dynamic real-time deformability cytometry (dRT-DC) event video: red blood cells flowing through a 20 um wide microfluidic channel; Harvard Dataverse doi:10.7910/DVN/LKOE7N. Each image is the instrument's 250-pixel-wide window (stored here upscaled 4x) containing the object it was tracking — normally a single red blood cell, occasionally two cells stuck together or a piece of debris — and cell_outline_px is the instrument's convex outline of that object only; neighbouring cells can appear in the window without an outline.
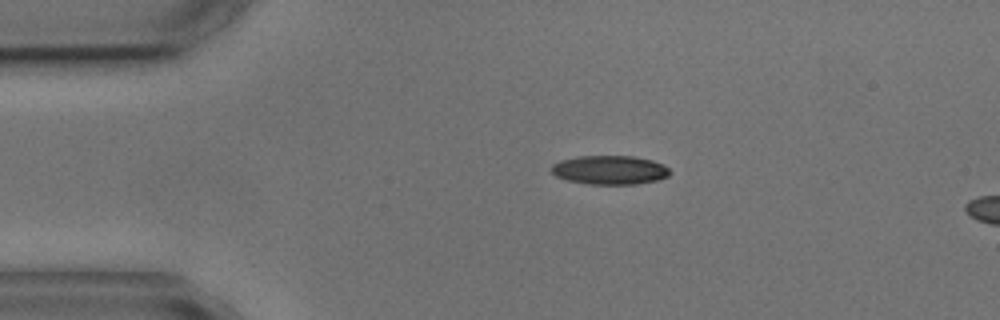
{"species": "common noctule bat (a hibernating species)", "species_latin": "Nyctalus noctula", "temperature_condition": "cold", "stored_images_in_passage": 3, "segment_of_instrument_passage": [1, 2], "camera_frame_rate_fps": 3000, "um_per_image_px": 0.085, "animal": {"sex": "male", "body_mass_g": 17.9, "forearm_length_mm": 54.2}, "frame": {"image": 1, "passage_image": 1, "time_ms": 0.0, "image_size_px": [1000, 320], "cell_outline_px": [[672, 172], [668, 176], [656, 180], [636, 184], [588, 184], [568, 180], [556, 176], [548, 168], [552, 164], [560, 160], [576, 156], [636, 156], [652, 160], [664, 164]], "centroid_in_image_um": [51.82, 14.44], "position_along_channel_um": 33.2, "area_um2": 20.17}}